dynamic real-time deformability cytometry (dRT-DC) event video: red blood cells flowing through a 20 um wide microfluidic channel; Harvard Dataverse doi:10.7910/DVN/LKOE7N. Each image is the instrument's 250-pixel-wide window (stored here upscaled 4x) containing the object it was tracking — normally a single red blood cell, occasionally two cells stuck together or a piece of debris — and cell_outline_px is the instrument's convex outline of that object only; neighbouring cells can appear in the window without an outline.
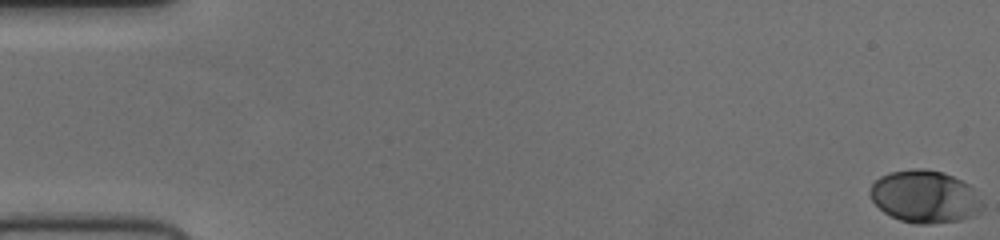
{"species": "human", "species_latin": "Homo sapiens", "temperature_condition": "cold", "stored_images_in_passage": 54, "camera_frame_rate_fps": 3000, "um_per_image_px": 0.085, "donor": {"sex": "female"}, "frame": {"image": 1, "passage_image": 1, "time_ms": 0.0, "image_size_px": [1000, 240], "cell_outline_px": [[984, 208], [972, 216], [960, 220], [928, 224], [916, 224], [900, 220], [884, 212], [872, 200], [868, 192], [872, 184], [880, 176], [888, 172], [912, 168], [924, 168], [944, 172], [968, 184], [972, 188], [984, 204]], "centroid_in_image_um": [78.6, 16.7], "position_along_channel_um": 6.4, "area_um2": 34.45}}
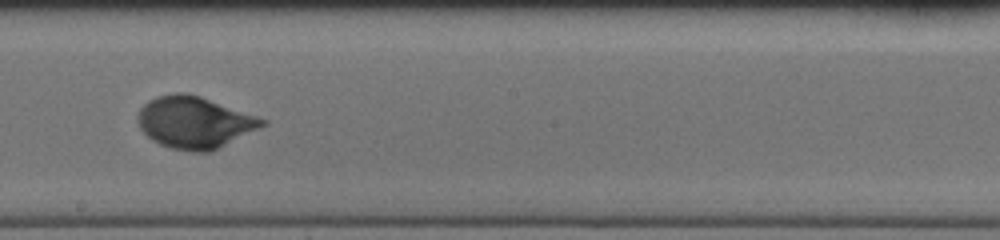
{"frame": {"image": 2, "passage_image": 31, "time_ms": 10.0, "image_size_px": [1000, 240], "cell_outline_px": [[268, 124], [208, 152], [188, 152], [172, 148], [160, 144], [152, 140], [140, 128], [136, 116], [140, 108], [148, 100], [156, 96], [176, 92], [184, 92], [200, 96], [268, 120]], "centroid_in_image_um": [16.5, 10.39], "position_along_channel_um": 231.7, "area_um2": 37.4}}
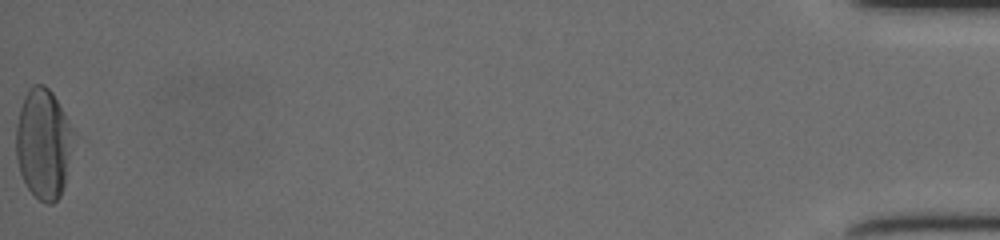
{"frame": {"image": 3, "passage_image": 54, "time_ms": 17.667, "image_size_px": [1000, 240], "cell_outline_px": [[72, 132], [64, 184], [60, 196], [52, 204], [44, 204], [28, 188], [20, 172], [16, 156], [16, 124], [20, 108], [24, 96], [32, 84], [44, 84], [52, 92], [64, 112]], "centroid_in_image_um": [3.64, 12.19], "position_along_channel_um": 431.6, "area_um2": 36.01}}